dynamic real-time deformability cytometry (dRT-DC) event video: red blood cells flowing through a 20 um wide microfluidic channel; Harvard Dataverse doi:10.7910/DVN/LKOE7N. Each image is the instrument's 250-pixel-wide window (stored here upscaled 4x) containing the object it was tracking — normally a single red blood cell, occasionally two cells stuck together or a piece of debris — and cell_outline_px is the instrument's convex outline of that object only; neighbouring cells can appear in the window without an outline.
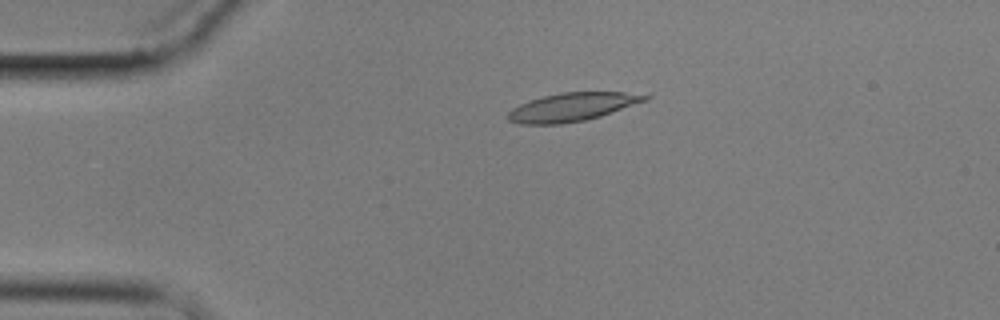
{"species": "common noctule bat (a hibernating species)", "species_latin": "Nyctalus noctula", "temperature_condition": "cold", "stored_images_in_passage": 5, "camera_frame_rate_fps": 3000, "um_per_image_px": 0.085, "animal": {"sex": "male", "body_mass_g": 17.9}, "frame": {"image": 1, "passage_image": 4, "time_ms": 3.667, "image_size_px": [1000, 320], "cell_outline_px": [[652, 96], [648, 100], [600, 116], [584, 120], [560, 124], [520, 124], [508, 120], [508, 112], [512, 108], [520, 104], [544, 96], [564, 92], [652, 92]], "centroid_in_image_um": [48.75, 9.07], "position_along_channel_um": 36.3, "area_um2": 22.77}}